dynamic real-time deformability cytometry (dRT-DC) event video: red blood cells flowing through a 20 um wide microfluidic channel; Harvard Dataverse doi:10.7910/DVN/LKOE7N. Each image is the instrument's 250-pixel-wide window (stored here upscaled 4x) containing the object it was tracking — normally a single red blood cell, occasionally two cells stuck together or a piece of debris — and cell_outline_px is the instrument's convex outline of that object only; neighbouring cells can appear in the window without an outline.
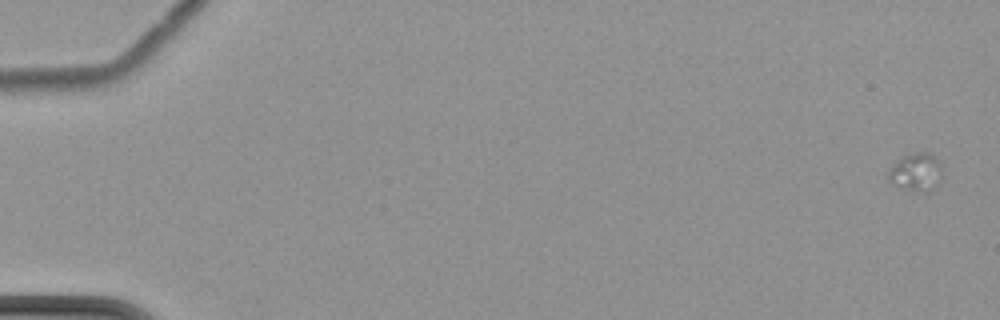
{"species": "common noctule bat (a hibernating species)", "species_latin": "Nyctalus noctula", "temperature_condition": "cold", "stored_images_in_passage": 5, "camera_frame_rate_fps": 3000, "um_per_image_px": 0.085, "animal": {"sex": "female", "body_mass_g": 22.7, "forearm_length_mm": 54.2}, "frame": {"image": 1, "passage_image": 5, "time_ms": 5.0, "image_size_px": [1000, 320], "cell_outline_px": [[940, 176], [936, 184], [928, 192], [912, 192], [896, 188], [888, 180], [888, 172], [896, 160], [912, 152], [932, 152], [940, 168]], "centroid_in_image_um": [77.79, 14.65], "position_along_channel_um": 7.2, "area_um2": 12.02}}